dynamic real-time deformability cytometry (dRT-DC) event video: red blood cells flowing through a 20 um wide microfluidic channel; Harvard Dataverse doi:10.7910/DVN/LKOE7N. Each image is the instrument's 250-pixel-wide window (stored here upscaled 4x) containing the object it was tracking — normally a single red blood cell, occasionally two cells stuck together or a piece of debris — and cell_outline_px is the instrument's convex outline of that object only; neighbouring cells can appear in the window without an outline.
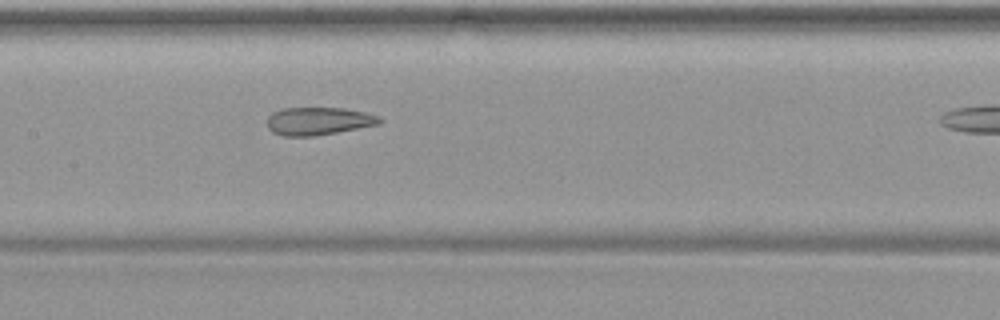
{"species": "common noctule bat (a hibernating species)", "species_latin": "Nyctalus noctula", "temperature_condition": "warm", "stored_images_in_passage": 16, "camera_frame_rate_fps": 3000, "um_per_image_px": 0.085, "animal": {"sex": "female", "body_mass_g": 19.9}, "frame": {"image": 1, "passage_image": 12, "time_ms": 3.667, "image_size_px": [1000, 320], "cell_outline_px": [[384, 120], [380, 124], [336, 132], [312, 136], [284, 136], [272, 132], [268, 128], [268, 116], [272, 112], [284, 108], [344, 108], [364, 112], [380, 116]], "centroid_in_image_um": [27.08, 10.29], "position_along_channel_um": 180.3, "area_um2": 18.21}}